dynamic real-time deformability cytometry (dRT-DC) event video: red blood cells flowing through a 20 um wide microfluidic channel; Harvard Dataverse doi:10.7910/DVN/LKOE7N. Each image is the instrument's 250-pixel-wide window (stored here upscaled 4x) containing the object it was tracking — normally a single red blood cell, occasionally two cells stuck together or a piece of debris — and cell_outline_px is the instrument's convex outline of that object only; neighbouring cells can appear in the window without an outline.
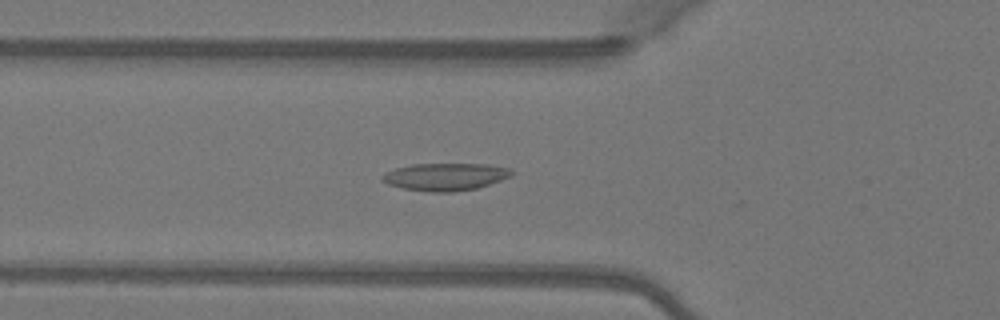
{"species": "Egyptian fruit bat (a non-hibernating species)", "species_latin": "Rousettus aegyptiacus", "temperature_condition": "warm", "stored_images_in_passage": 35, "camera_frame_rate_fps": 3000, "um_per_image_px": 0.085, "animal": {"sex": "female"}, "frame": {"image": 1, "passage_image": 3, "time_ms": 0.667, "image_size_px": [1000, 320], "cell_outline_px": [[512, 176], [476, 188], [452, 192], [432, 192], [404, 188], [388, 184], [380, 180], [380, 176], [396, 168], [412, 164], [488, 164], [508, 168], [512, 172]], "centroid_in_image_um": [37.83, 15.02], "position_along_channel_um": 88.0, "area_um2": 20.46}}
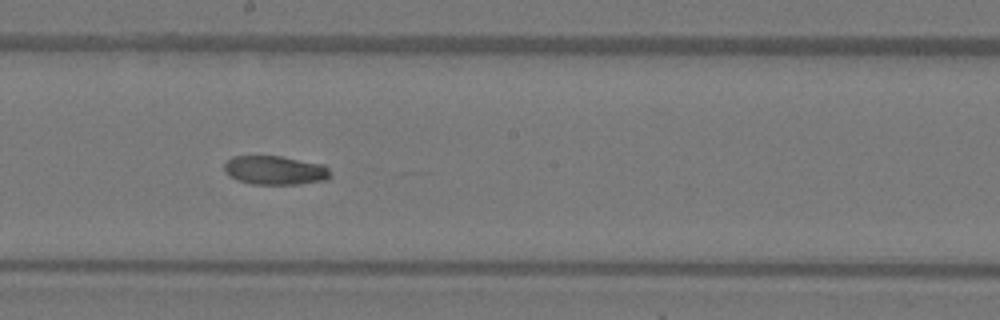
{"frame": {"image": 2, "passage_image": 13, "time_ms": 4.0, "image_size_px": [1000, 320], "cell_outline_px": [[332, 176], [328, 180], [296, 184], [252, 184], [236, 180], [224, 172], [224, 164], [232, 156], [280, 156], [324, 164], [332, 172]], "centroid_in_image_um": [23.41, 14.47], "position_along_channel_um": 224.8, "area_um2": 18.09}}
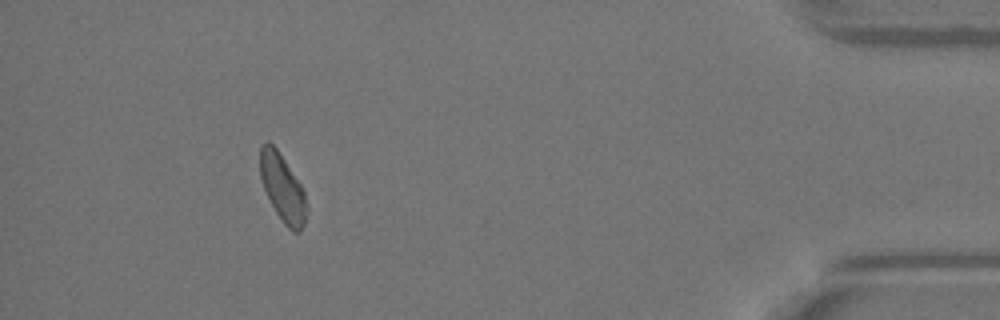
{"frame": {"image": 3, "passage_image": 31, "time_ms": 10.0, "image_size_px": [1000, 320], "cell_outline_px": [[308, 212], [304, 224], [300, 232], [292, 232], [284, 224], [276, 212], [264, 188], [260, 176], [260, 144], [268, 140], [276, 148], [300, 184], [304, 192], [308, 208]], "centroid_in_image_um": [24.03, 15.99], "position_along_channel_um": 411.2, "area_um2": 18.15}, "authors_computed_cell_mechanics": {"area_um2": 18.4382, "velocity_mm_per_s": 4.0894, "shape_relaxation_time_tau1_ms": 2.9551, "shape_relaxation_time_tau2_ms": null, "deformation_change_tau1": 0.0967, "deformation_change_tau2": null}}